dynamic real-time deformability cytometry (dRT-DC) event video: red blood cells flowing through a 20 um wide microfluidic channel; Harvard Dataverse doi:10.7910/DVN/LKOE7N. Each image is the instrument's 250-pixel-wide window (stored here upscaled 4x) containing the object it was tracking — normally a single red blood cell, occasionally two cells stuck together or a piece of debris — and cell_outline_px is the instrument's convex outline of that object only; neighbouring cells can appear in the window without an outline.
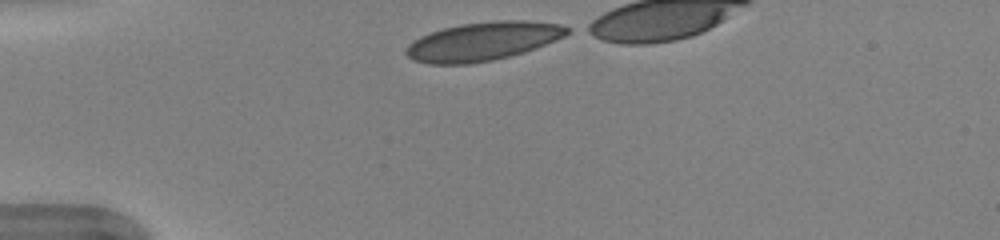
{"species": "human", "species_latin": "Homo sapiens", "temperature_condition": "warm", "stored_images_in_passage": 30, "camera_frame_rate_fps": 3000, "um_per_image_px": 0.085, "donor": {"sex": "female"}, "frame": {"image": 1, "passage_image": 1, "time_ms": 0.0, "image_size_px": [1000, 240], "cell_outline_px": [[572, 32], [564, 36], [536, 48], [524, 52], [492, 60], [468, 64], [428, 64], [412, 60], [404, 52], [408, 44], [412, 40], [420, 36], [444, 28], [460, 24], [496, 20], [528, 20], [560, 24], [572, 28]], "centroid_in_image_um": [41.05, 3.5], "position_along_channel_um": 43.9, "area_um2": 36.36}}
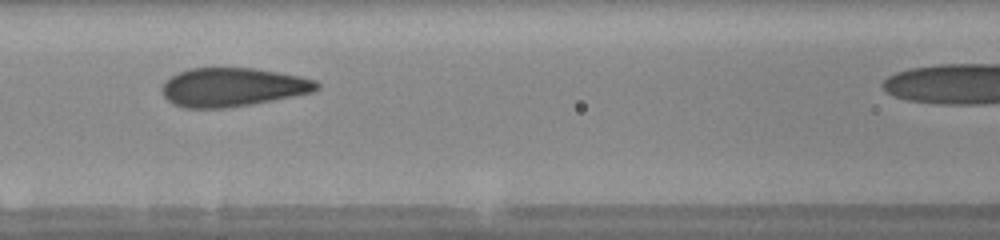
{"frame": {"image": 2, "passage_image": 11, "time_ms": 3.333, "image_size_px": [1000, 240], "cell_outline_px": [[320, 88], [312, 92], [252, 104], [224, 108], [184, 108], [172, 104], [164, 96], [160, 88], [164, 80], [188, 68], [252, 68], [300, 76], [316, 80], [320, 84]], "centroid_in_image_um": [19.74, 7.41], "position_along_channel_um": 146.9, "area_um2": 34.91}}
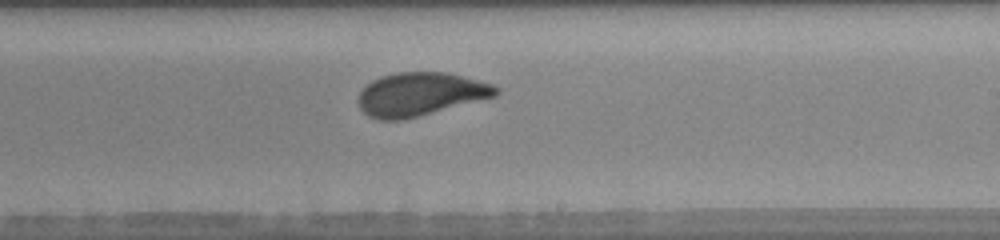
{"frame": {"image": 3, "passage_image": 19, "time_ms": 6.0, "image_size_px": [1000, 240], "cell_outline_px": [[500, 92], [496, 96], [400, 120], [380, 120], [368, 116], [360, 108], [356, 100], [360, 92], [372, 80], [380, 76], [396, 72], [448, 72], [492, 84], [500, 88]], "centroid_in_image_um": [35.7, 7.99], "position_along_channel_um": 253.3, "area_um2": 34.56}}